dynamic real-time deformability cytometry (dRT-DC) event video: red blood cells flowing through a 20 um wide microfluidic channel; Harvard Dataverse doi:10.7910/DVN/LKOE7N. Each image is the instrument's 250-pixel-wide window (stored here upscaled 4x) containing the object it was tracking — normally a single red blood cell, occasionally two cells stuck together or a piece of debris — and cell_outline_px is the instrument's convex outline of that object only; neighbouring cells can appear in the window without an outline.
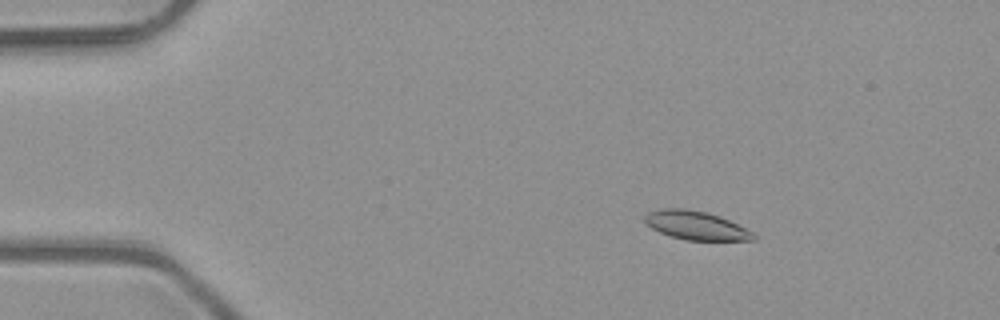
{"species": "common noctule bat (a hibernating species)", "species_latin": "Nyctalus noctula", "temperature_condition": "room temperature", "stored_images_in_passage": 5, "camera_frame_rate_fps": 3000, "um_per_image_px": 0.085, "animal": {"sex": "male", "body_mass_g": 23.1, "forearm_length_mm": 52.7}, "frame": {"image": 1, "passage_image": 2, "time_ms": 0.333, "image_size_px": [1000, 320], "cell_outline_px": [[756, 240], [684, 240], [660, 232], [652, 228], [644, 220], [644, 216], [648, 212], [664, 208], [684, 208], [704, 212], [720, 216], [752, 232], [756, 236]], "centroid_in_image_um": [59.14, 19.16], "position_along_channel_um": 25.9, "area_um2": 17.86}}
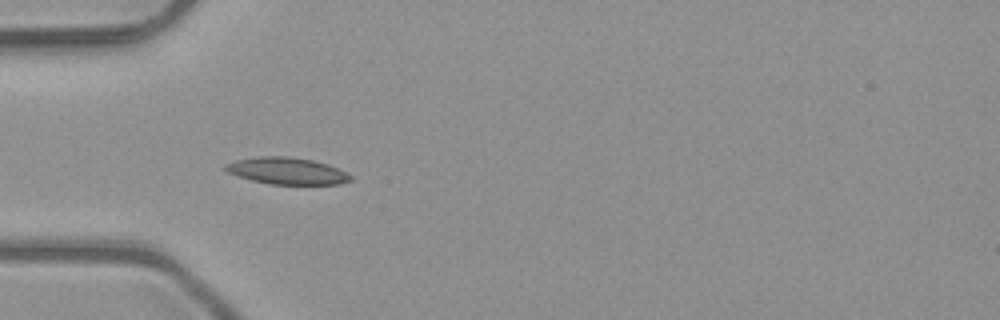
{"frame": {"image": 2, "passage_image": 4, "time_ms": 1.0, "image_size_px": [1000, 320], "cell_outline_px": [[352, 180], [340, 184], [268, 184], [252, 180], [228, 172], [224, 168], [224, 164], [236, 160], [260, 156], [288, 156], [312, 160], [328, 164], [352, 176]], "centroid_in_image_um": [24.38, 14.52], "position_along_channel_um": 60.6, "area_um2": 19.36}}
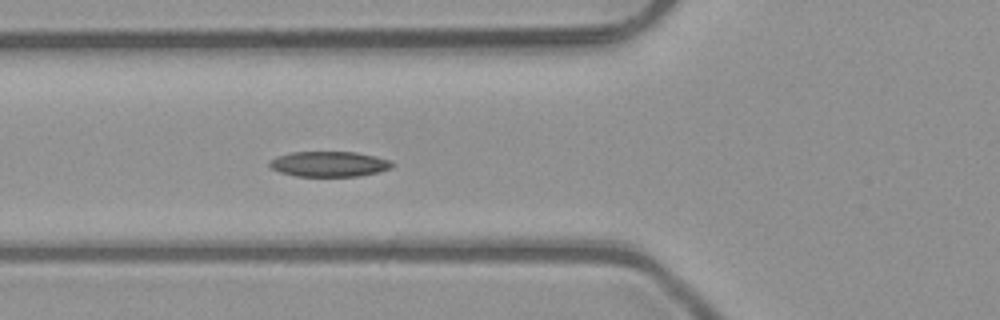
{"frame": {"image": 3, "passage_image": 5, "time_ms": 1.333, "image_size_px": [1000, 320], "cell_outline_px": [[396, 164], [392, 168], [360, 176], [296, 176], [280, 172], [272, 168], [268, 164], [268, 160], [276, 156], [292, 152], [356, 152], [376, 156], [392, 160]], "centroid_in_image_um": [28.0, 13.93], "position_along_channel_um": 97.8, "area_um2": 18.26}}